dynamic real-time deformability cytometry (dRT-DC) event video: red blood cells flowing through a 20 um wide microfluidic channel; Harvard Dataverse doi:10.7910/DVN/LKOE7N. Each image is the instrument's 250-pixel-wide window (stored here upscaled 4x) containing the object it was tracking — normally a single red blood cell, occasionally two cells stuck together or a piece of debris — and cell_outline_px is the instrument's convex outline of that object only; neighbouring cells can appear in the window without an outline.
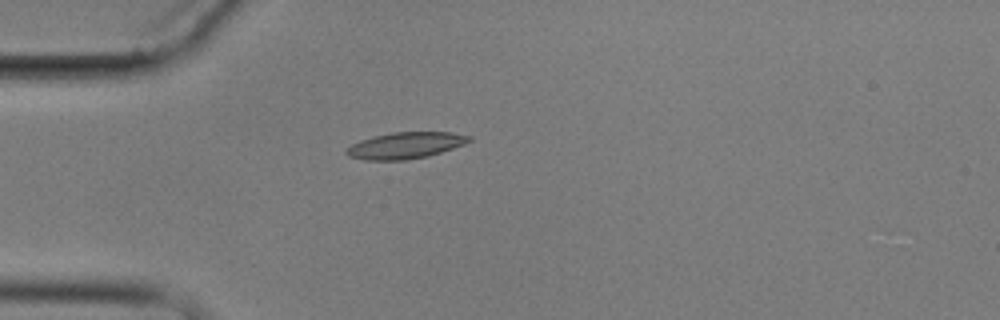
{"species": "common noctule bat (a hibernating species)", "species_latin": "Nyctalus noctula", "temperature_condition": "cold", "stored_images_in_passage": 1, "camera_frame_rate_fps": 3000, "um_per_image_px": 0.085, "animal": {"sex": "male", "body_mass_g": 17.9}, "frame": {"image": 1, "passage_image": 1, "time_ms": 0.0, "image_size_px": [1000, 320], "cell_outline_px": [[472, 140], [464, 144], [428, 156], [404, 160], [364, 160], [348, 156], [344, 152], [352, 144], [360, 140], [372, 136], [392, 132], [452, 132], [472, 136]], "centroid_in_image_um": [34.45, 12.35], "position_along_channel_um": 50.6, "area_um2": 18.9}}